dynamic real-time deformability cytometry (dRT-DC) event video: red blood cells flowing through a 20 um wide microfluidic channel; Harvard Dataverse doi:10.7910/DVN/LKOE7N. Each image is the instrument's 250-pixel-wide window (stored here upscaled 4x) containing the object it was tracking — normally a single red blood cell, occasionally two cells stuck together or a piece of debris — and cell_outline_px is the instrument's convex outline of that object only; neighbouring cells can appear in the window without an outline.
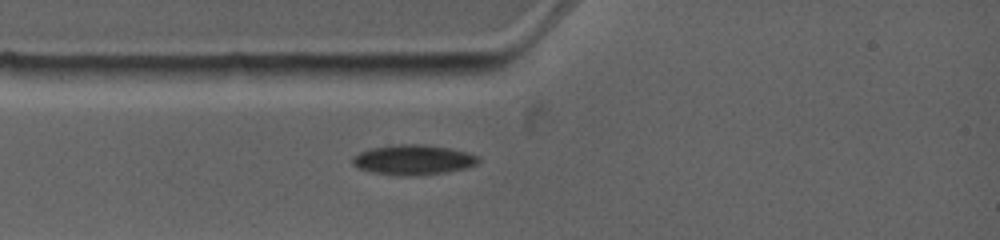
{"species": "common noctule bat (a hibernating species)", "species_latin": "Nyctalus noctula", "temperature_condition": "warm", "stored_images_in_passage": 1, "camera_frame_rate_fps": 4500, "um_per_image_px": 0.085, "animal": {"sex": "female", "body_mass_g": 19.0, "forearm_length_mm": 53.3}, "frame": {"image": 1, "passage_image": 1, "time_ms": 0.0, "image_size_px": [1000, 240], "cell_outline_px": [[480, 160], [476, 164], [464, 168], [444, 172], [408, 176], [372, 172], [360, 168], [352, 164], [352, 156], [368, 148], [400, 144], [424, 144], [452, 148], [468, 152], [480, 156]], "centroid_in_image_um": [35.13, 13.56], "position_along_channel_um": 49.9, "area_um2": 21.96}}